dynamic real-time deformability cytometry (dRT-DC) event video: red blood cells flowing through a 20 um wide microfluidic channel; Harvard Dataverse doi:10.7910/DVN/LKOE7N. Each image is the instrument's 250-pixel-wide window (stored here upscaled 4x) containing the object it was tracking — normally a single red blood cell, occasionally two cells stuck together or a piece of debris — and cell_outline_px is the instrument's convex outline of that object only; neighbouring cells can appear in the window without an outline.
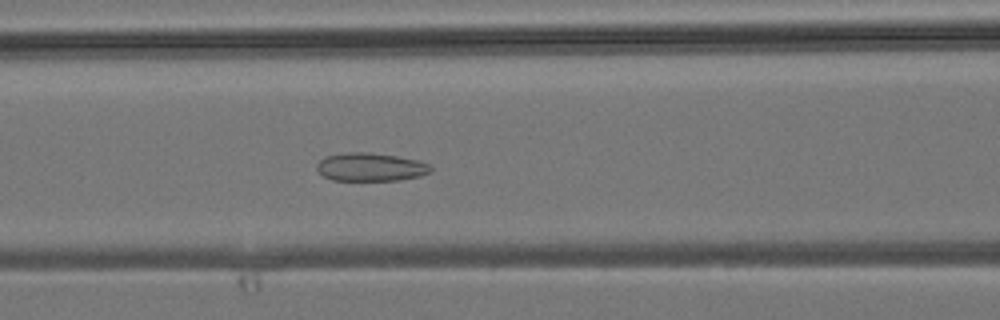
{"species": "common noctule bat (a hibernating species)", "species_latin": "Nyctalus noctula", "temperature_condition": "room temperature", "stored_images_in_passage": 36, "camera_frame_rate_fps": 3000, "um_per_image_px": 0.085, "animal": {"sex": "male", "body_mass_g": 19.2, "forearm_length_mm": 51.8}, "frame": {"image": 1, "passage_image": 9, "time_ms": 2.667, "image_size_px": [1000, 320], "cell_outline_px": [[432, 172], [420, 176], [400, 180], [332, 180], [324, 176], [316, 168], [316, 164], [324, 156], [348, 152], [368, 152], [396, 156], [416, 160], [432, 164]], "centroid_in_image_um": [31.52, 14.19], "position_along_channel_um": 135.1, "area_um2": 18.84}}
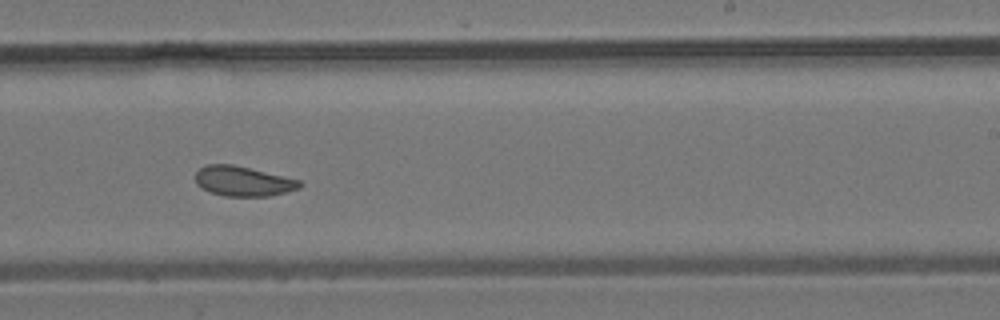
{"frame": {"image": 2, "passage_image": 18, "time_ms": 5.667, "image_size_px": [1000, 320], "cell_outline_px": [[304, 184], [300, 188], [268, 196], [224, 196], [200, 188], [196, 184], [196, 172], [204, 164], [232, 164], [300, 180]], "centroid_in_image_um": [20.64, 15.4], "position_along_channel_um": 268.4, "area_um2": 18.09}}
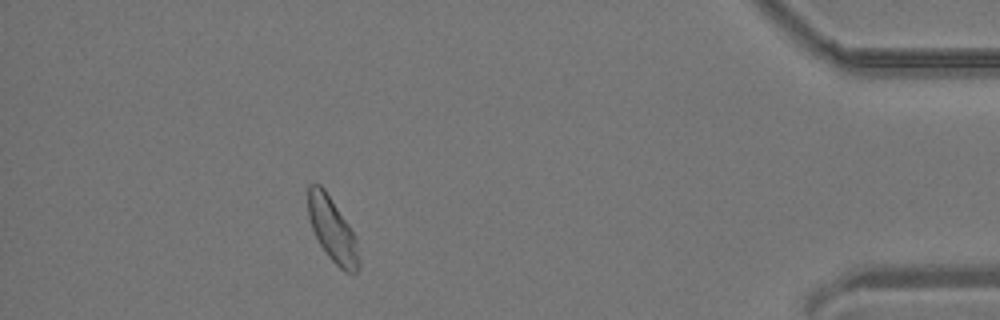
{"frame": {"image": 3, "passage_image": 31, "time_ms": 10.0, "image_size_px": [1000, 320], "cell_outline_px": [[360, 268], [356, 272], [344, 272], [328, 256], [320, 244], [312, 228], [308, 216], [308, 184], [320, 184], [324, 188], [348, 224], [356, 240], [360, 264]], "centroid_in_image_um": [28.24, 19.53], "position_along_channel_um": 407.0, "area_um2": 18.67}}